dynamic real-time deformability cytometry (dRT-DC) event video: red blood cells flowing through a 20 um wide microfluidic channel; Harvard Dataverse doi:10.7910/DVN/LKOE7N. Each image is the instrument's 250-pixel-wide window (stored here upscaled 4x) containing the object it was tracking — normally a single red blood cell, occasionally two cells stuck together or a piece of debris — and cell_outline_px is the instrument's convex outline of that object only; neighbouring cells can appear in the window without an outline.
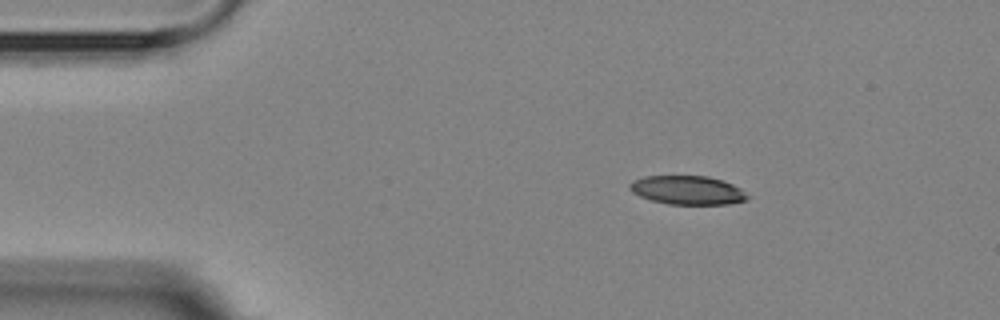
{"species": "Egyptian fruit bat (a non-hibernating species)", "species_latin": "Rousettus aegyptiacus", "temperature_condition": "room temperature", "stored_images_in_passage": 3, "camera_frame_rate_fps": 3000, "um_per_image_px": 0.085, "animal": {"sex": "female"}, "frame": {"image": 1, "passage_image": 1, "time_ms": 0.0, "image_size_px": [1000, 320], "cell_outline_px": [[752, 196], [748, 200], [728, 204], [668, 204], [652, 200], [640, 196], [632, 192], [628, 188], [628, 184], [644, 176], [708, 176], [724, 180], [740, 188]], "centroid_in_image_um": [58.49, 16.16], "position_along_channel_um": 26.5, "area_um2": 19.88}}
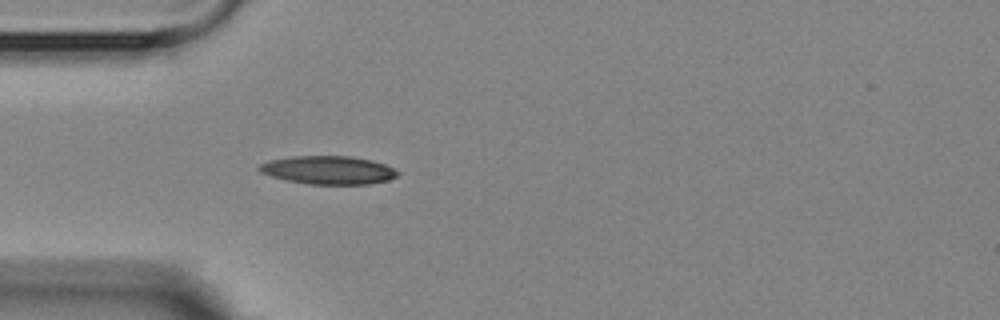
{"frame": {"image": 2, "passage_image": 3, "time_ms": 2.333, "image_size_px": [1000, 320], "cell_outline_px": [[400, 172], [396, 176], [388, 180], [368, 184], [308, 184], [288, 180], [272, 176], [260, 172], [256, 168], [260, 164], [268, 160], [292, 156], [352, 156], [372, 160], [384, 164]], "centroid_in_image_um": [27.89, 14.45], "position_along_channel_um": 57.1, "area_um2": 22.77}}